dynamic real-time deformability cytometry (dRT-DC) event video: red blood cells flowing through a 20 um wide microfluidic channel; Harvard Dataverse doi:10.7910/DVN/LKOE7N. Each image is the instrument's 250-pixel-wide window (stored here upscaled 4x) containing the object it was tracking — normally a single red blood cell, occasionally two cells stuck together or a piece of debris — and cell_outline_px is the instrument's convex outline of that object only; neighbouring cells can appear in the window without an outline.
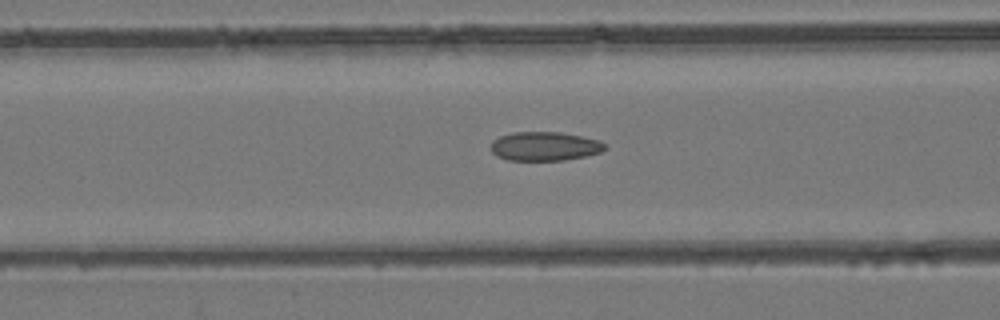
{"species": "common noctule bat (a hibernating species)", "species_latin": "Nyctalus noctula", "temperature_condition": "room temperature", "stored_images_in_passage": 34, "camera_frame_rate_fps": 3000, "um_per_image_px": 0.085, "animal": {"sex": "female", "body_mass_g": 24.6, "forearm_length_mm": 56.2}, "frame": {"image": 1, "passage_image": 22, "time_ms": 7.0, "image_size_px": [1000, 320], "cell_outline_px": [[604, 148], [600, 152], [584, 156], [564, 160], [508, 160], [496, 156], [492, 152], [492, 140], [500, 136], [512, 132], [560, 132], [600, 140], [604, 144]], "centroid_in_image_um": [46.26, 12.43], "position_along_channel_um": 120.3, "area_um2": 19.07}}
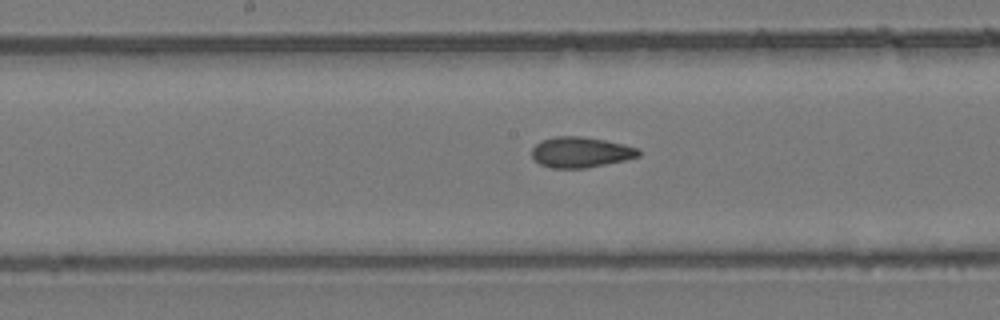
{"frame": {"image": 2, "passage_image": 28, "time_ms": 9.0, "image_size_px": [1000, 320], "cell_outline_px": [[640, 156], [624, 160], [588, 168], [552, 168], [540, 164], [532, 160], [532, 148], [540, 140], [552, 136], [580, 136], [604, 140], [624, 144], [640, 148]], "centroid_in_image_um": [49.33, 12.93], "position_along_channel_um": 198.9, "area_um2": 19.25}}
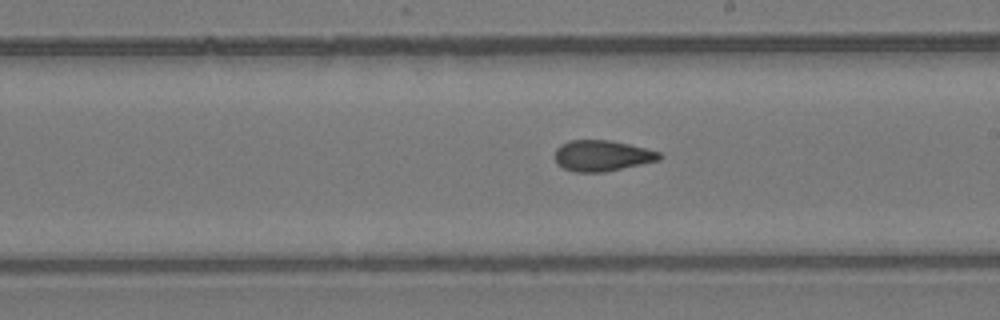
{"frame": {"image": 3, "passage_image": 31, "time_ms": 10.0, "image_size_px": [1000, 320], "cell_outline_px": [[664, 156], [660, 160], [604, 172], [576, 172], [564, 168], [556, 164], [552, 156], [556, 148], [560, 144], [568, 140], [608, 140], [628, 144], [660, 152]], "centroid_in_image_um": [51.12, 13.23], "position_along_channel_um": 237.9, "area_um2": 19.02}}